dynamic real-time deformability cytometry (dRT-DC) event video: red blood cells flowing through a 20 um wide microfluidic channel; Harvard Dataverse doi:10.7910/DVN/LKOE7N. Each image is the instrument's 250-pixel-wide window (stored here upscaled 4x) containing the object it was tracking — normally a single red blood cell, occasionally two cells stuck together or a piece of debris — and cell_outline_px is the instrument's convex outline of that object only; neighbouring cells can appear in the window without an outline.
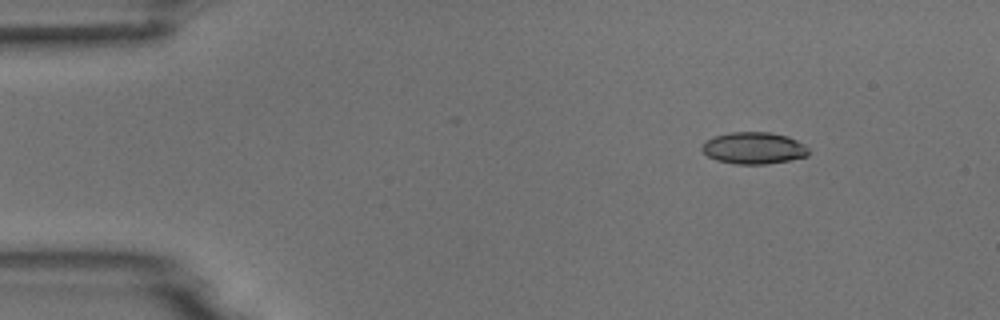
{"species": "common noctule bat (a hibernating species)", "species_latin": "Nyctalus noctula", "temperature_condition": "room temperature", "stored_images_in_passage": 5, "camera_frame_rate_fps": 3000, "um_per_image_px": 0.085, "animal": {"sex": "male", "body_mass_g": 18.8}, "frame": {"image": 1, "passage_image": 1, "time_ms": 0.0, "image_size_px": [1000, 320], "cell_outline_px": [[808, 156], [768, 164], [732, 164], [716, 160], [708, 156], [700, 148], [704, 140], [712, 136], [732, 132], [772, 132], [788, 136], [804, 144], [808, 148]], "centroid_in_image_um": [64.03, 12.58], "position_along_channel_um": 21.0, "area_um2": 20.0}}
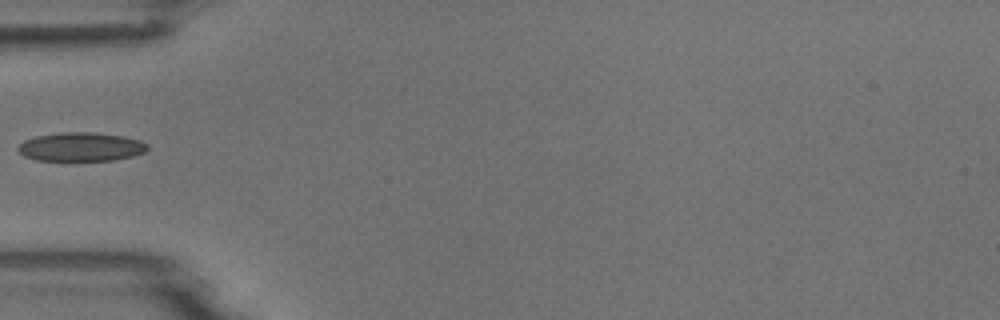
{"frame": {"image": 2, "passage_image": 4, "time_ms": 1.0, "image_size_px": [1000, 320], "cell_outline_px": [[148, 148], [144, 152], [132, 156], [112, 160], [36, 160], [24, 156], [16, 148], [24, 140], [36, 136], [60, 132], [96, 132], [124, 136], [140, 140], [148, 144]], "centroid_in_image_um": [6.88, 12.47], "position_along_channel_um": 78.1, "area_um2": 21.73}}